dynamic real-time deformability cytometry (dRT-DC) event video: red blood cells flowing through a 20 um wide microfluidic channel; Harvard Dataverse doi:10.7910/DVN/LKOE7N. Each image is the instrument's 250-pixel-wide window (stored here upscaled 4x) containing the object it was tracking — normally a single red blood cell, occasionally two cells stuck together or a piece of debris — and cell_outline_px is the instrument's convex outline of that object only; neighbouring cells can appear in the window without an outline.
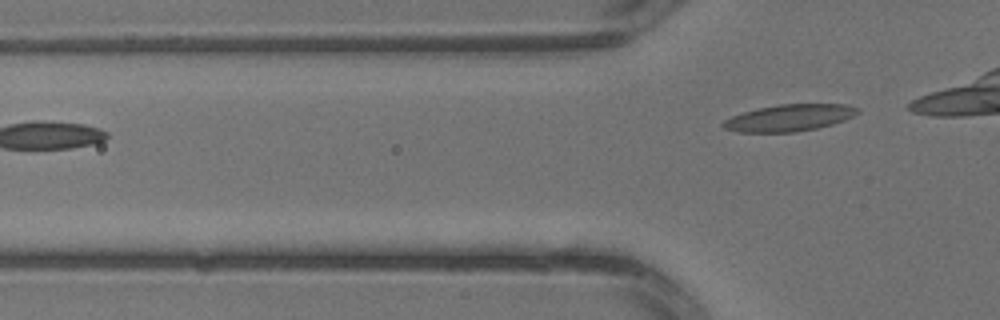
{"species": "common noctule bat (a hibernating species)", "species_latin": "Nyctalus noctula", "temperature_condition": "warm", "stored_images_in_passage": 2, "camera_frame_rate_fps": 3000, "um_per_image_px": 0.085, "animal": {"sex": "male", "body_mass_g": 13.3}, "frame": {"image": 1, "passage_image": 2, "time_ms": 0.333, "image_size_px": [1000, 320], "cell_outline_px": [[860, 112], [844, 120], [832, 124], [816, 128], [796, 132], [740, 132], [724, 128], [720, 124], [724, 120], [732, 116], [744, 112], [760, 108], [780, 104], [848, 104], [860, 108]], "centroid_in_image_um": [67.12, 10.01], "position_along_channel_um": 58.7, "area_um2": 20.87}}